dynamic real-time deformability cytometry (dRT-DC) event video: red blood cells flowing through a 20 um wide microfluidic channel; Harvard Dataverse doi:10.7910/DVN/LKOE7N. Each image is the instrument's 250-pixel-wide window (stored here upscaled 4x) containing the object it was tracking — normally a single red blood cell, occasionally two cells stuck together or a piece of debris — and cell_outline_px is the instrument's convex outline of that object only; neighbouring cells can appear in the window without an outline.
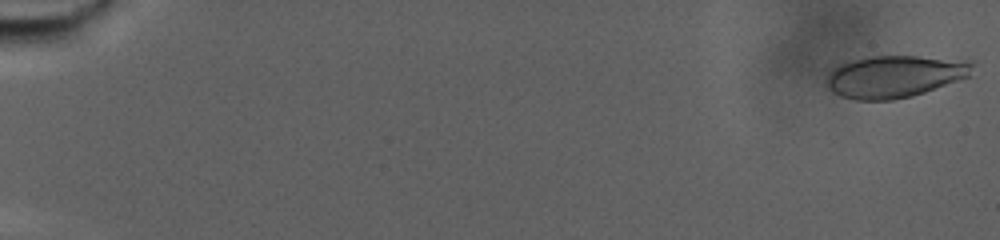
{"species": "human", "species_latin": "Homo sapiens", "temperature_condition": "warm", "stored_images_in_passage": 35, "camera_frame_rate_fps": 3000, "um_per_image_px": 0.085, "donor": {"sex": "male"}, "frame": {"image": 1, "passage_image": 1, "time_ms": 0.0, "image_size_px": [1000, 240], "cell_outline_px": [[976, 60], [968, 76], [924, 92], [912, 96], [892, 100], [856, 100], [840, 96], [832, 92], [828, 88], [828, 76], [840, 64], [848, 60], [868, 56], [916, 56]], "centroid_in_image_um": [76.06, 6.48], "position_along_channel_um": 8.9, "area_um2": 35.72}}
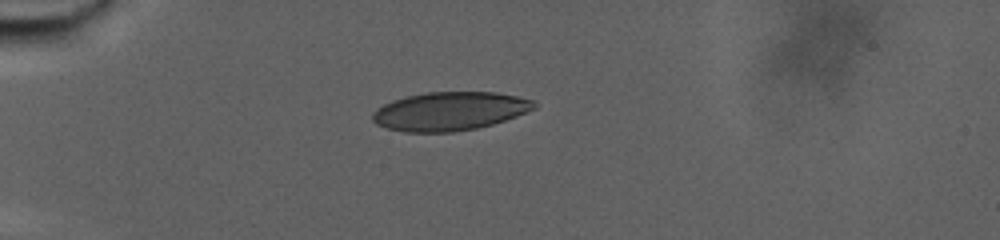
{"frame": {"image": 2, "passage_image": 25, "time_ms": 8.0, "image_size_px": [1000, 240], "cell_outline_px": [[536, 108], [516, 116], [492, 124], [476, 128], [452, 132], [404, 132], [388, 128], [376, 124], [372, 120], [372, 112], [376, 108], [392, 100], [408, 96], [428, 92], [496, 92], [536, 100]], "centroid_in_image_um": [38.22, 9.45], "position_along_channel_um": 46.8, "area_um2": 36.3}}
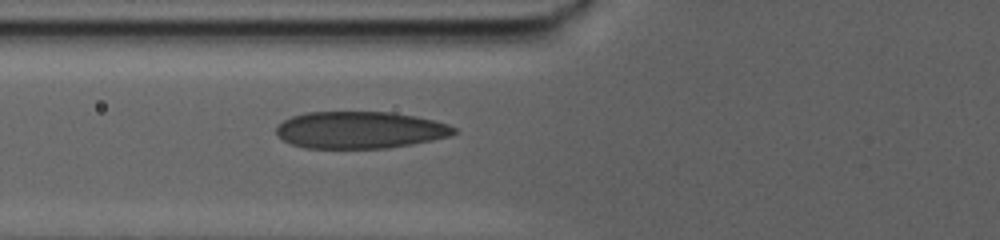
{"frame": {"image": 3, "passage_image": 35, "time_ms": 11.333, "image_size_px": [1000, 240], "cell_outline_px": [[456, 132], [452, 136], [412, 144], [388, 148], [304, 148], [292, 144], [276, 136], [276, 128], [284, 120], [292, 116], [304, 112], [392, 112], [416, 116], [448, 124], [456, 128]], "centroid_in_image_um": [30.6, 11.05], "position_along_channel_um": 95.2, "area_um2": 38.44}}